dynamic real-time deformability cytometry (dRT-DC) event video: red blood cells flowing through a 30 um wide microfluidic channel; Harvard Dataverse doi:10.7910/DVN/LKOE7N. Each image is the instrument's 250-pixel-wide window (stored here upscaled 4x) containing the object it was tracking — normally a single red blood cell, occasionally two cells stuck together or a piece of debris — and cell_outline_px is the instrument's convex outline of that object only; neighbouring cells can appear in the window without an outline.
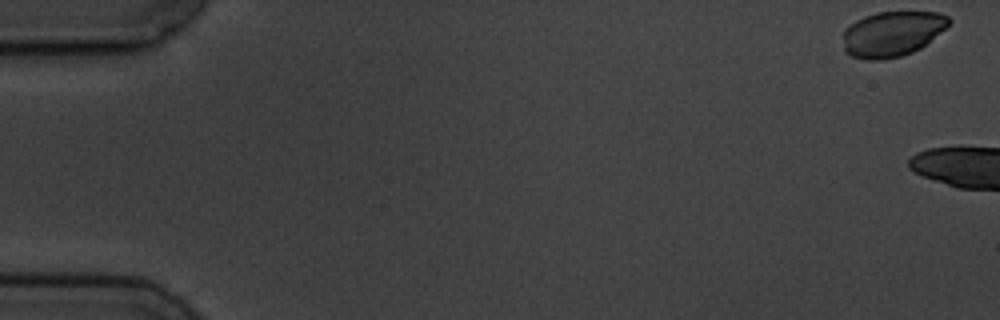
{"species": "common noctule bat (a hibernating species)", "species_latin": "Nyctalus noctula", "temperature_condition": "cold", "stored_images_in_passage": 3, "camera_frame_rate_fps": 3000, "um_per_image_px": 0.085, "animal": {"sex": "male", "body_mass_g": 19.5, "forearm_length_mm": 54.6}, "frame": {"image": 1, "passage_image": 1, "time_ms": 0.0, "image_size_px": [1000, 320], "cell_outline_px": [[952, 20], [944, 28], [920, 48], [912, 52], [900, 56], [880, 60], [864, 60], [852, 56], [844, 52], [844, 28], [856, 20], [864, 16], [876, 12], [940, 12], [948, 16]], "centroid_in_image_um": [75.79, 2.87], "position_along_channel_um": 9.2, "area_um2": 27.8}}